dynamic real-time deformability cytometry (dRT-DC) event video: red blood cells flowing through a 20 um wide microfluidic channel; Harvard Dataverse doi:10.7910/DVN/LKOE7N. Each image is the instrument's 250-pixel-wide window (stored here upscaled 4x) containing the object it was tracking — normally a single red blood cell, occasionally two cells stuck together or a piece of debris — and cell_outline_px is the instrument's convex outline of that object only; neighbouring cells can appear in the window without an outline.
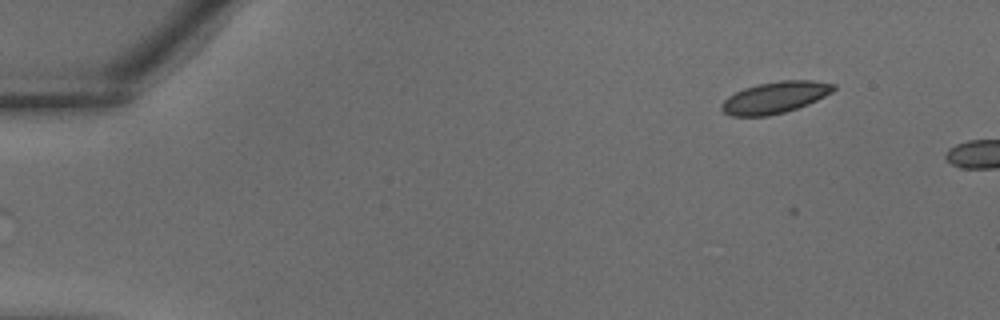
{"species": "common noctule bat (a hibernating species)", "species_latin": "Nyctalus noctula", "temperature_condition": "warm", "stored_images_in_passage": 4, "camera_frame_rate_fps": 3000, "um_per_image_px": 0.085, "animal": {"sex": "male", "body_mass_g": 18.8}, "frame": {"image": 1, "passage_image": 1, "time_ms": 0.0, "image_size_px": [1000, 320], "cell_outline_px": [[836, 88], [832, 92], [808, 104], [784, 112], [768, 116], [732, 116], [724, 112], [720, 108], [720, 104], [728, 96], [744, 88], [756, 84], [780, 80], [812, 80], [836, 84]], "centroid_in_image_um": [65.86, 8.27], "position_along_channel_um": 19.1, "area_um2": 20.63}}